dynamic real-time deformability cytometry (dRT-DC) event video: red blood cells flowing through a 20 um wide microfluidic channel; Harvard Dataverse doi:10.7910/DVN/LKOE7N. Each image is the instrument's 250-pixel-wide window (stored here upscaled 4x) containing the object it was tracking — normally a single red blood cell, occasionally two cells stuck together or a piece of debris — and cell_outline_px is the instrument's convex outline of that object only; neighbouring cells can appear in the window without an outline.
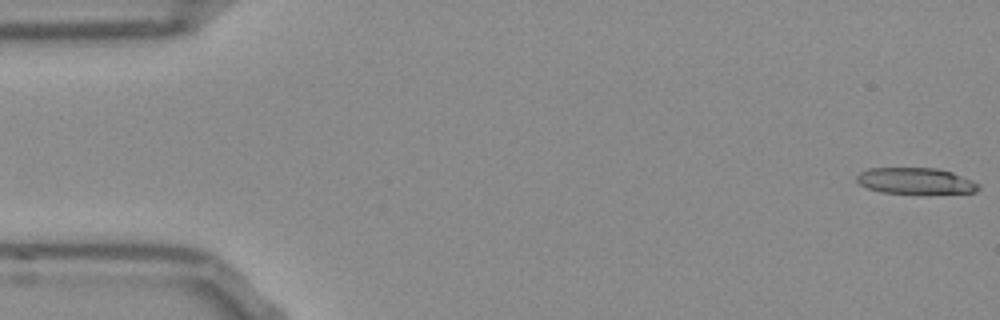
{"species": "Egyptian fruit bat (a non-hibernating species)", "species_latin": "Rousettus aegyptiacus", "temperature_condition": "room temperature", "stored_images_in_passage": 52, "camera_frame_rate_fps": 3000, "um_per_image_px": 0.085, "frame": {"image": 1, "passage_image": 1, "time_ms": 0.0, "image_size_px": [1000, 320], "cell_outline_px": [[980, 188], [976, 192], [928, 196], [924, 196], [880, 192], [868, 188], [860, 184], [856, 180], [856, 176], [860, 172], [868, 168], [936, 168], [952, 172], [972, 180], [980, 184]], "centroid_in_image_um": [77.88, 15.43], "position_along_channel_um": 7.1, "area_um2": 19.59}}
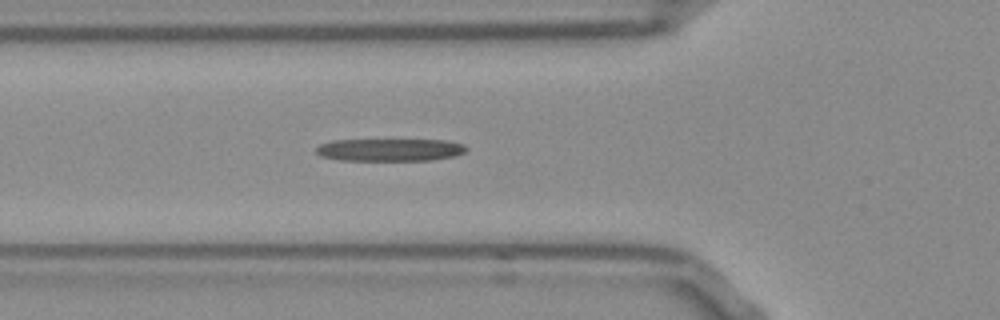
{"frame": {"image": 2, "passage_image": 18, "time_ms": 5.667, "image_size_px": [1000, 320], "cell_outline_px": [[468, 148], [464, 152], [456, 156], [432, 160], [340, 160], [320, 156], [316, 152], [316, 148], [320, 144], [332, 140], [444, 140], [464, 144]], "centroid_in_image_um": [33.15, 12.73], "position_along_channel_um": 92.7, "area_um2": 19.71}}
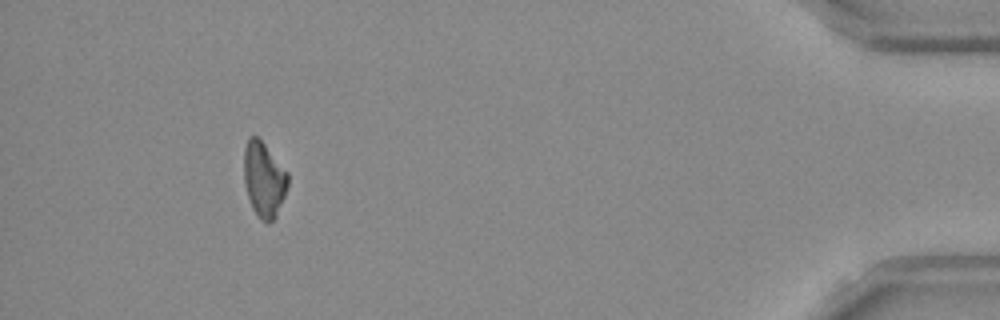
{"frame": {"image": 3, "passage_image": 48, "time_ms": 15.667, "image_size_px": [1000, 320], "cell_outline_px": [[288, 188], [276, 216], [272, 220], [260, 220], [256, 216], [252, 208], [244, 184], [244, 148], [248, 136], [256, 136], [264, 144], [288, 172]], "centroid_in_image_um": [22.42, 15.25], "position_along_channel_um": 412.8, "area_um2": 19.19}}